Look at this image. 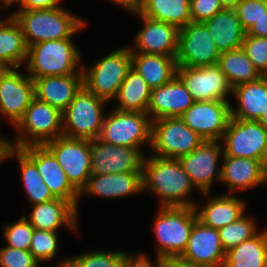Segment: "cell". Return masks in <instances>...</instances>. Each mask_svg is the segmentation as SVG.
Instances as JSON below:
<instances>
[{
	"mask_svg": "<svg viewBox=\"0 0 267 267\" xmlns=\"http://www.w3.org/2000/svg\"><path fill=\"white\" fill-rule=\"evenodd\" d=\"M30 251L5 246L0 248V267H39Z\"/></svg>",
	"mask_w": 267,
	"mask_h": 267,
	"instance_id": "42",
	"label": "cell"
},
{
	"mask_svg": "<svg viewBox=\"0 0 267 267\" xmlns=\"http://www.w3.org/2000/svg\"><path fill=\"white\" fill-rule=\"evenodd\" d=\"M162 267H195L179 258H163Z\"/></svg>",
	"mask_w": 267,
	"mask_h": 267,
	"instance_id": "48",
	"label": "cell"
},
{
	"mask_svg": "<svg viewBox=\"0 0 267 267\" xmlns=\"http://www.w3.org/2000/svg\"><path fill=\"white\" fill-rule=\"evenodd\" d=\"M58 247L57 232L34 229L29 251L38 262L53 259Z\"/></svg>",
	"mask_w": 267,
	"mask_h": 267,
	"instance_id": "38",
	"label": "cell"
},
{
	"mask_svg": "<svg viewBox=\"0 0 267 267\" xmlns=\"http://www.w3.org/2000/svg\"><path fill=\"white\" fill-rule=\"evenodd\" d=\"M151 123L145 112L113 109L104 117L99 139L108 144L141 149L143 143L151 144Z\"/></svg>",
	"mask_w": 267,
	"mask_h": 267,
	"instance_id": "9",
	"label": "cell"
},
{
	"mask_svg": "<svg viewBox=\"0 0 267 267\" xmlns=\"http://www.w3.org/2000/svg\"><path fill=\"white\" fill-rule=\"evenodd\" d=\"M141 191H143L142 172H127L91 175L79 194L121 198Z\"/></svg>",
	"mask_w": 267,
	"mask_h": 267,
	"instance_id": "24",
	"label": "cell"
},
{
	"mask_svg": "<svg viewBox=\"0 0 267 267\" xmlns=\"http://www.w3.org/2000/svg\"><path fill=\"white\" fill-rule=\"evenodd\" d=\"M246 35L267 38V12L250 27V29L246 32Z\"/></svg>",
	"mask_w": 267,
	"mask_h": 267,
	"instance_id": "46",
	"label": "cell"
},
{
	"mask_svg": "<svg viewBox=\"0 0 267 267\" xmlns=\"http://www.w3.org/2000/svg\"><path fill=\"white\" fill-rule=\"evenodd\" d=\"M191 0H142L139 12L147 18L170 23L179 29L191 21Z\"/></svg>",
	"mask_w": 267,
	"mask_h": 267,
	"instance_id": "32",
	"label": "cell"
},
{
	"mask_svg": "<svg viewBox=\"0 0 267 267\" xmlns=\"http://www.w3.org/2000/svg\"><path fill=\"white\" fill-rule=\"evenodd\" d=\"M20 149L36 164L52 195L70 202L78 211L79 191L68 180L53 153L45 145H28Z\"/></svg>",
	"mask_w": 267,
	"mask_h": 267,
	"instance_id": "17",
	"label": "cell"
},
{
	"mask_svg": "<svg viewBox=\"0 0 267 267\" xmlns=\"http://www.w3.org/2000/svg\"><path fill=\"white\" fill-rule=\"evenodd\" d=\"M222 267H267V229L226 251Z\"/></svg>",
	"mask_w": 267,
	"mask_h": 267,
	"instance_id": "31",
	"label": "cell"
},
{
	"mask_svg": "<svg viewBox=\"0 0 267 267\" xmlns=\"http://www.w3.org/2000/svg\"><path fill=\"white\" fill-rule=\"evenodd\" d=\"M267 129V110L264 115L258 120Z\"/></svg>",
	"mask_w": 267,
	"mask_h": 267,
	"instance_id": "51",
	"label": "cell"
},
{
	"mask_svg": "<svg viewBox=\"0 0 267 267\" xmlns=\"http://www.w3.org/2000/svg\"><path fill=\"white\" fill-rule=\"evenodd\" d=\"M61 0H18L20 2L19 10H37L60 8L58 5Z\"/></svg>",
	"mask_w": 267,
	"mask_h": 267,
	"instance_id": "45",
	"label": "cell"
},
{
	"mask_svg": "<svg viewBox=\"0 0 267 267\" xmlns=\"http://www.w3.org/2000/svg\"><path fill=\"white\" fill-rule=\"evenodd\" d=\"M44 145L53 153L68 180L80 192L91 176L90 140L62 135Z\"/></svg>",
	"mask_w": 267,
	"mask_h": 267,
	"instance_id": "11",
	"label": "cell"
},
{
	"mask_svg": "<svg viewBox=\"0 0 267 267\" xmlns=\"http://www.w3.org/2000/svg\"><path fill=\"white\" fill-rule=\"evenodd\" d=\"M28 47L23 32L15 19L0 20V66L20 68L27 60Z\"/></svg>",
	"mask_w": 267,
	"mask_h": 267,
	"instance_id": "30",
	"label": "cell"
},
{
	"mask_svg": "<svg viewBox=\"0 0 267 267\" xmlns=\"http://www.w3.org/2000/svg\"><path fill=\"white\" fill-rule=\"evenodd\" d=\"M221 151L219 141H204L191 153L179 158L194 187L205 196L210 194L214 180H221V166L216 172Z\"/></svg>",
	"mask_w": 267,
	"mask_h": 267,
	"instance_id": "18",
	"label": "cell"
},
{
	"mask_svg": "<svg viewBox=\"0 0 267 267\" xmlns=\"http://www.w3.org/2000/svg\"><path fill=\"white\" fill-rule=\"evenodd\" d=\"M125 251H92L64 259L57 267H123Z\"/></svg>",
	"mask_w": 267,
	"mask_h": 267,
	"instance_id": "36",
	"label": "cell"
},
{
	"mask_svg": "<svg viewBox=\"0 0 267 267\" xmlns=\"http://www.w3.org/2000/svg\"><path fill=\"white\" fill-rule=\"evenodd\" d=\"M143 191L161 197V207H194L188 200L194 185L179 159L146 156L142 169Z\"/></svg>",
	"mask_w": 267,
	"mask_h": 267,
	"instance_id": "1",
	"label": "cell"
},
{
	"mask_svg": "<svg viewBox=\"0 0 267 267\" xmlns=\"http://www.w3.org/2000/svg\"><path fill=\"white\" fill-rule=\"evenodd\" d=\"M218 65L231 88L262 77L242 48L221 53Z\"/></svg>",
	"mask_w": 267,
	"mask_h": 267,
	"instance_id": "34",
	"label": "cell"
},
{
	"mask_svg": "<svg viewBox=\"0 0 267 267\" xmlns=\"http://www.w3.org/2000/svg\"><path fill=\"white\" fill-rule=\"evenodd\" d=\"M132 13L140 15L144 26L136 34L135 48L137 49L130 48L131 53L176 57L180 29L173 24L147 18L139 11Z\"/></svg>",
	"mask_w": 267,
	"mask_h": 267,
	"instance_id": "20",
	"label": "cell"
},
{
	"mask_svg": "<svg viewBox=\"0 0 267 267\" xmlns=\"http://www.w3.org/2000/svg\"><path fill=\"white\" fill-rule=\"evenodd\" d=\"M15 155L18 157L22 181L31 203L35 205L55 199L49 187L43 182V178L38 172L36 164L20 148L11 146L6 158H11Z\"/></svg>",
	"mask_w": 267,
	"mask_h": 267,
	"instance_id": "35",
	"label": "cell"
},
{
	"mask_svg": "<svg viewBox=\"0 0 267 267\" xmlns=\"http://www.w3.org/2000/svg\"><path fill=\"white\" fill-rule=\"evenodd\" d=\"M205 140L187 126L180 117H164L151 123L153 155L179 159L191 153Z\"/></svg>",
	"mask_w": 267,
	"mask_h": 267,
	"instance_id": "8",
	"label": "cell"
},
{
	"mask_svg": "<svg viewBox=\"0 0 267 267\" xmlns=\"http://www.w3.org/2000/svg\"><path fill=\"white\" fill-rule=\"evenodd\" d=\"M145 254L139 255H129L125 252V259L123 267H162L163 266V257L157 255V262L153 264Z\"/></svg>",
	"mask_w": 267,
	"mask_h": 267,
	"instance_id": "44",
	"label": "cell"
},
{
	"mask_svg": "<svg viewBox=\"0 0 267 267\" xmlns=\"http://www.w3.org/2000/svg\"><path fill=\"white\" fill-rule=\"evenodd\" d=\"M218 231L225 252L259 233L254 220L248 215L246 216V213L237 221L220 228Z\"/></svg>",
	"mask_w": 267,
	"mask_h": 267,
	"instance_id": "37",
	"label": "cell"
},
{
	"mask_svg": "<svg viewBox=\"0 0 267 267\" xmlns=\"http://www.w3.org/2000/svg\"><path fill=\"white\" fill-rule=\"evenodd\" d=\"M234 11L247 32L267 12V0H241Z\"/></svg>",
	"mask_w": 267,
	"mask_h": 267,
	"instance_id": "41",
	"label": "cell"
},
{
	"mask_svg": "<svg viewBox=\"0 0 267 267\" xmlns=\"http://www.w3.org/2000/svg\"><path fill=\"white\" fill-rule=\"evenodd\" d=\"M10 147V142L0 137V162H2L4 159H7L6 156Z\"/></svg>",
	"mask_w": 267,
	"mask_h": 267,
	"instance_id": "49",
	"label": "cell"
},
{
	"mask_svg": "<svg viewBox=\"0 0 267 267\" xmlns=\"http://www.w3.org/2000/svg\"><path fill=\"white\" fill-rule=\"evenodd\" d=\"M105 102L83 86L62 112L63 136L88 140L99 138L105 117L102 111Z\"/></svg>",
	"mask_w": 267,
	"mask_h": 267,
	"instance_id": "5",
	"label": "cell"
},
{
	"mask_svg": "<svg viewBox=\"0 0 267 267\" xmlns=\"http://www.w3.org/2000/svg\"><path fill=\"white\" fill-rule=\"evenodd\" d=\"M195 101L176 76L172 81L151 90L147 114L150 119L180 117Z\"/></svg>",
	"mask_w": 267,
	"mask_h": 267,
	"instance_id": "21",
	"label": "cell"
},
{
	"mask_svg": "<svg viewBox=\"0 0 267 267\" xmlns=\"http://www.w3.org/2000/svg\"><path fill=\"white\" fill-rule=\"evenodd\" d=\"M243 51L262 76H267V38L245 35Z\"/></svg>",
	"mask_w": 267,
	"mask_h": 267,
	"instance_id": "40",
	"label": "cell"
},
{
	"mask_svg": "<svg viewBox=\"0 0 267 267\" xmlns=\"http://www.w3.org/2000/svg\"><path fill=\"white\" fill-rule=\"evenodd\" d=\"M220 182L228 186V191L235 194L253 188L257 185L267 184L265 163L255 159L233 156H223Z\"/></svg>",
	"mask_w": 267,
	"mask_h": 267,
	"instance_id": "22",
	"label": "cell"
},
{
	"mask_svg": "<svg viewBox=\"0 0 267 267\" xmlns=\"http://www.w3.org/2000/svg\"><path fill=\"white\" fill-rule=\"evenodd\" d=\"M131 67L130 48H119L88 69L82 65L83 86L106 101L114 99Z\"/></svg>",
	"mask_w": 267,
	"mask_h": 267,
	"instance_id": "6",
	"label": "cell"
},
{
	"mask_svg": "<svg viewBox=\"0 0 267 267\" xmlns=\"http://www.w3.org/2000/svg\"><path fill=\"white\" fill-rule=\"evenodd\" d=\"M11 16L21 27L27 47L44 41L72 38L86 25L83 19L64 7L18 10Z\"/></svg>",
	"mask_w": 267,
	"mask_h": 267,
	"instance_id": "2",
	"label": "cell"
},
{
	"mask_svg": "<svg viewBox=\"0 0 267 267\" xmlns=\"http://www.w3.org/2000/svg\"><path fill=\"white\" fill-rule=\"evenodd\" d=\"M76 208L68 201L55 198L35 204L26 220L34 229L56 232L62 225L76 229ZM29 218V219H28Z\"/></svg>",
	"mask_w": 267,
	"mask_h": 267,
	"instance_id": "25",
	"label": "cell"
},
{
	"mask_svg": "<svg viewBox=\"0 0 267 267\" xmlns=\"http://www.w3.org/2000/svg\"><path fill=\"white\" fill-rule=\"evenodd\" d=\"M197 220L195 207L160 206L154 222L158 241L157 255L163 258H179L186 249Z\"/></svg>",
	"mask_w": 267,
	"mask_h": 267,
	"instance_id": "4",
	"label": "cell"
},
{
	"mask_svg": "<svg viewBox=\"0 0 267 267\" xmlns=\"http://www.w3.org/2000/svg\"><path fill=\"white\" fill-rule=\"evenodd\" d=\"M80 58L71 38L36 43L28 46L27 74L30 78L83 74Z\"/></svg>",
	"mask_w": 267,
	"mask_h": 267,
	"instance_id": "3",
	"label": "cell"
},
{
	"mask_svg": "<svg viewBox=\"0 0 267 267\" xmlns=\"http://www.w3.org/2000/svg\"><path fill=\"white\" fill-rule=\"evenodd\" d=\"M131 64L151 90L172 81L177 76L178 65L175 57L131 53Z\"/></svg>",
	"mask_w": 267,
	"mask_h": 267,
	"instance_id": "29",
	"label": "cell"
},
{
	"mask_svg": "<svg viewBox=\"0 0 267 267\" xmlns=\"http://www.w3.org/2000/svg\"><path fill=\"white\" fill-rule=\"evenodd\" d=\"M238 108L231 107V116L239 120L258 121L267 110V76L232 88Z\"/></svg>",
	"mask_w": 267,
	"mask_h": 267,
	"instance_id": "26",
	"label": "cell"
},
{
	"mask_svg": "<svg viewBox=\"0 0 267 267\" xmlns=\"http://www.w3.org/2000/svg\"><path fill=\"white\" fill-rule=\"evenodd\" d=\"M265 167H266V180H267V162L265 164Z\"/></svg>",
	"mask_w": 267,
	"mask_h": 267,
	"instance_id": "53",
	"label": "cell"
},
{
	"mask_svg": "<svg viewBox=\"0 0 267 267\" xmlns=\"http://www.w3.org/2000/svg\"><path fill=\"white\" fill-rule=\"evenodd\" d=\"M35 97L63 112L83 87V74L31 78Z\"/></svg>",
	"mask_w": 267,
	"mask_h": 267,
	"instance_id": "23",
	"label": "cell"
},
{
	"mask_svg": "<svg viewBox=\"0 0 267 267\" xmlns=\"http://www.w3.org/2000/svg\"><path fill=\"white\" fill-rule=\"evenodd\" d=\"M4 3L5 8L9 5L13 4L14 2H17L18 0H1Z\"/></svg>",
	"mask_w": 267,
	"mask_h": 267,
	"instance_id": "52",
	"label": "cell"
},
{
	"mask_svg": "<svg viewBox=\"0 0 267 267\" xmlns=\"http://www.w3.org/2000/svg\"><path fill=\"white\" fill-rule=\"evenodd\" d=\"M130 12L138 11L142 0H112Z\"/></svg>",
	"mask_w": 267,
	"mask_h": 267,
	"instance_id": "47",
	"label": "cell"
},
{
	"mask_svg": "<svg viewBox=\"0 0 267 267\" xmlns=\"http://www.w3.org/2000/svg\"><path fill=\"white\" fill-rule=\"evenodd\" d=\"M224 7L220 0H191L190 14L192 22H203L212 18Z\"/></svg>",
	"mask_w": 267,
	"mask_h": 267,
	"instance_id": "43",
	"label": "cell"
},
{
	"mask_svg": "<svg viewBox=\"0 0 267 267\" xmlns=\"http://www.w3.org/2000/svg\"><path fill=\"white\" fill-rule=\"evenodd\" d=\"M19 68H4L0 73V114L16 126L35 98L34 81L18 72Z\"/></svg>",
	"mask_w": 267,
	"mask_h": 267,
	"instance_id": "15",
	"label": "cell"
},
{
	"mask_svg": "<svg viewBox=\"0 0 267 267\" xmlns=\"http://www.w3.org/2000/svg\"><path fill=\"white\" fill-rule=\"evenodd\" d=\"M225 255L219 231L197 220L179 259L195 267H222Z\"/></svg>",
	"mask_w": 267,
	"mask_h": 267,
	"instance_id": "19",
	"label": "cell"
},
{
	"mask_svg": "<svg viewBox=\"0 0 267 267\" xmlns=\"http://www.w3.org/2000/svg\"><path fill=\"white\" fill-rule=\"evenodd\" d=\"M33 232L32 225L22 216L18 222L5 226L6 246L29 251Z\"/></svg>",
	"mask_w": 267,
	"mask_h": 267,
	"instance_id": "39",
	"label": "cell"
},
{
	"mask_svg": "<svg viewBox=\"0 0 267 267\" xmlns=\"http://www.w3.org/2000/svg\"><path fill=\"white\" fill-rule=\"evenodd\" d=\"M221 4L226 9H234L241 0H220Z\"/></svg>",
	"mask_w": 267,
	"mask_h": 267,
	"instance_id": "50",
	"label": "cell"
},
{
	"mask_svg": "<svg viewBox=\"0 0 267 267\" xmlns=\"http://www.w3.org/2000/svg\"><path fill=\"white\" fill-rule=\"evenodd\" d=\"M220 52L202 22L180 28L176 61L178 66L205 67L218 64Z\"/></svg>",
	"mask_w": 267,
	"mask_h": 267,
	"instance_id": "12",
	"label": "cell"
},
{
	"mask_svg": "<svg viewBox=\"0 0 267 267\" xmlns=\"http://www.w3.org/2000/svg\"><path fill=\"white\" fill-rule=\"evenodd\" d=\"M223 156L241 157L267 162V129L254 120L231 117L223 134Z\"/></svg>",
	"mask_w": 267,
	"mask_h": 267,
	"instance_id": "10",
	"label": "cell"
},
{
	"mask_svg": "<svg viewBox=\"0 0 267 267\" xmlns=\"http://www.w3.org/2000/svg\"><path fill=\"white\" fill-rule=\"evenodd\" d=\"M212 35L216 48L221 53L242 47L246 31L234 9L219 11L212 18L202 22Z\"/></svg>",
	"mask_w": 267,
	"mask_h": 267,
	"instance_id": "27",
	"label": "cell"
},
{
	"mask_svg": "<svg viewBox=\"0 0 267 267\" xmlns=\"http://www.w3.org/2000/svg\"><path fill=\"white\" fill-rule=\"evenodd\" d=\"M90 150L91 175L142 172V149L108 144L97 138L90 140Z\"/></svg>",
	"mask_w": 267,
	"mask_h": 267,
	"instance_id": "14",
	"label": "cell"
},
{
	"mask_svg": "<svg viewBox=\"0 0 267 267\" xmlns=\"http://www.w3.org/2000/svg\"><path fill=\"white\" fill-rule=\"evenodd\" d=\"M231 107L226 101L194 102L180 118L205 141H221L232 117Z\"/></svg>",
	"mask_w": 267,
	"mask_h": 267,
	"instance_id": "13",
	"label": "cell"
},
{
	"mask_svg": "<svg viewBox=\"0 0 267 267\" xmlns=\"http://www.w3.org/2000/svg\"><path fill=\"white\" fill-rule=\"evenodd\" d=\"M177 77L185 85L195 102L228 101L232 88L218 64L205 67L178 66Z\"/></svg>",
	"mask_w": 267,
	"mask_h": 267,
	"instance_id": "16",
	"label": "cell"
},
{
	"mask_svg": "<svg viewBox=\"0 0 267 267\" xmlns=\"http://www.w3.org/2000/svg\"><path fill=\"white\" fill-rule=\"evenodd\" d=\"M198 220L205 226L219 230L237 221L245 214V202L234 194L213 197L198 210L194 206Z\"/></svg>",
	"mask_w": 267,
	"mask_h": 267,
	"instance_id": "28",
	"label": "cell"
},
{
	"mask_svg": "<svg viewBox=\"0 0 267 267\" xmlns=\"http://www.w3.org/2000/svg\"><path fill=\"white\" fill-rule=\"evenodd\" d=\"M151 88L142 76L132 67L119 87L116 99L119 105L115 109L147 113Z\"/></svg>",
	"mask_w": 267,
	"mask_h": 267,
	"instance_id": "33",
	"label": "cell"
},
{
	"mask_svg": "<svg viewBox=\"0 0 267 267\" xmlns=\"http://www.w3.org/2000/svg\"><path fill=\"white\" fill-rule=\"evenodd\" d=\"M15 127L18 133H24L17 136L14 143L10 142L12 147L44 145L63 135L62 112L35 97Z\"/></svg>",
	"mask_w": 267,
	"mask_h": 267,
	"instance_id": "7",
	"label": "cell"
}]
</instances>
